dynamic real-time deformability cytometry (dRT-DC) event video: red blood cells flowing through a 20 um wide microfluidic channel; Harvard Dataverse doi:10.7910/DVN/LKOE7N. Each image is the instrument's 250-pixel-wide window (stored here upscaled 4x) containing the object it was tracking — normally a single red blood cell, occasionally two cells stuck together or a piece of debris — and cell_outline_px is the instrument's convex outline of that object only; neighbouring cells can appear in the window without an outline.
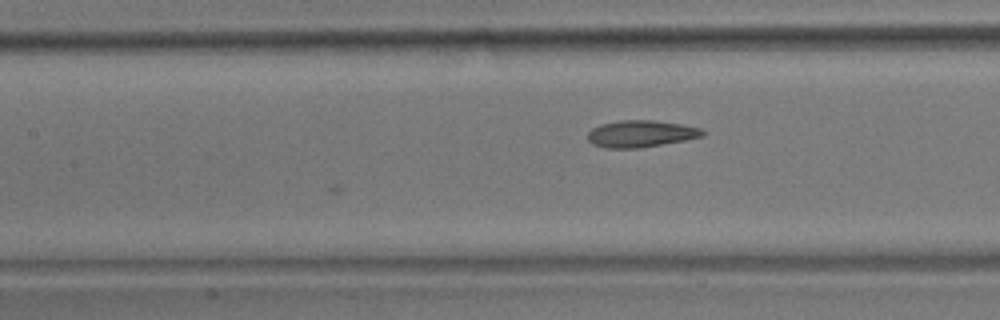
{"species": "common noctule bat (a hibernating species)", "species_latin": "Nyctalus noctula", "temperature_condition": "room temperature", "stored_images_in_passage": 7, "camera_frame_rate_fps": 3000, "um_per_image_px": 0.085, "animal": {"sex": "male", "body_mass_g": 17.9}, "frame": {"image": 1, "passage_image": 6, "time_ms": 5.667, "image_size_px": [1000, 320], "cell_outline_px": [[704, 136], [684, 140], [640, 148], [604, 148], [592, 144], [588, 140], [588, 132], [592, 128], [600, 124], [620, 120], [652, 120], [680, 124], [700, 128], [704, 132]], "centroid_in_image_um": [54.43, 11.37], "position_along_channel_um": 153.0, "area_um2": 17.92}}
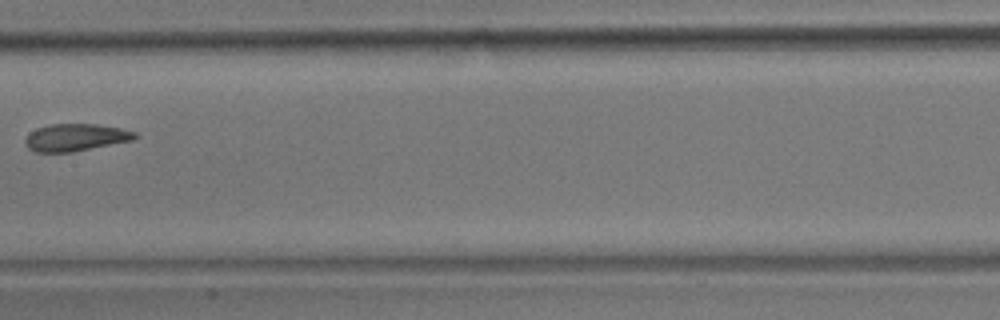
{"frame": {"image": 2, "passage_image": 7, "time_ms": 7.0, "image_size_px": [1000, 320], "cell_outline_px": [[140, 136], [132, 140], [72, 152], [36, 152], [28, 148], [24, 144], [24, 140], [36, 128], [52, 124], [96, 124], [120, 128], [136, 132]], "centroid_in_image_um": [6.43, 11.68], "position_along_channel_um": 201.0, "area_um2": 17.34}}